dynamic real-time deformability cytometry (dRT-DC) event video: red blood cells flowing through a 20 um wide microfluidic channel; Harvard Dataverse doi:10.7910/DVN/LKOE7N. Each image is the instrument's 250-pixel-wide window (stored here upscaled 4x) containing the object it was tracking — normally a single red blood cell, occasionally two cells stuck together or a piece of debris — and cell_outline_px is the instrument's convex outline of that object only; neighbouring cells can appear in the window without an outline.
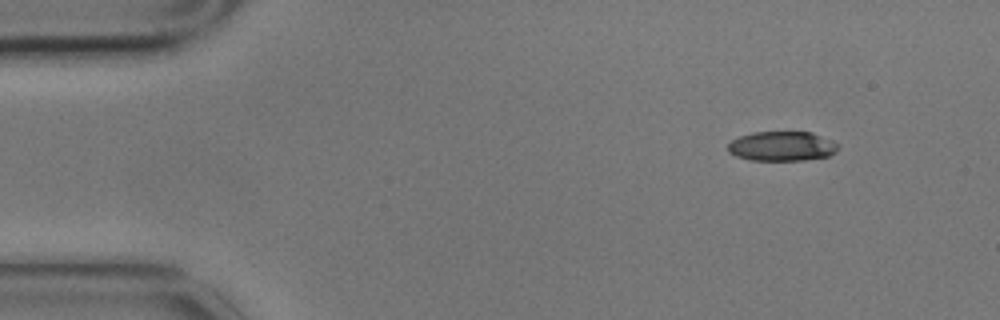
{"species": "common noctule bat (a hibernating species)", "species_latin": "Nyctalus noctula", "temperature_condition": "cold", "stored_images_in_passage": 4, "segment_of_instrument_passage": [1, 2], "camera_frame_rate_fps": 3000, "um_per_image_px": 0.085, "animal": {"sex": "male", "body_mass_g": 17.9}, "frame": {"image": 1, "passage_image": 1, "time_ms": 0.0, "image_size_px": [1000, 320], "cell_outline_px": [[840, 148], [836, 152], [828, 156], [804, 160], [748, 160], [736, 156], [728, 152], [728, 144], [732, 140], [740, 136], [752, 132], [812, 132], [840, 144]], "centroid_in_image_um": [66.48, 12.43], "position_along_channel_um": 18.5, "area_um2": 19.13}}
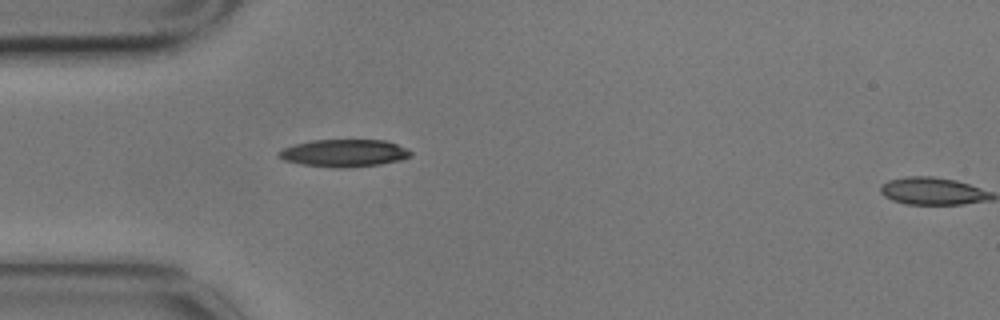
{"frame": {"image": 2, "passage_image": 3, "time_ms": 0.667, "image_size_px": [1000, 320], "cell_outline_px": [[412, 156], [400, 160], [380, 164], [344, 168], [332, 168], [300, 164], [284, 160], [276, 156], [276, 152], [284, 148], [296, 144], [312, 140], [384, 140], [408, 148], [412, 152]], "centroid_in_image_um": [29.24, 13.02], "position_along_channel_um": 55.8, "area_um2": 21.21}}